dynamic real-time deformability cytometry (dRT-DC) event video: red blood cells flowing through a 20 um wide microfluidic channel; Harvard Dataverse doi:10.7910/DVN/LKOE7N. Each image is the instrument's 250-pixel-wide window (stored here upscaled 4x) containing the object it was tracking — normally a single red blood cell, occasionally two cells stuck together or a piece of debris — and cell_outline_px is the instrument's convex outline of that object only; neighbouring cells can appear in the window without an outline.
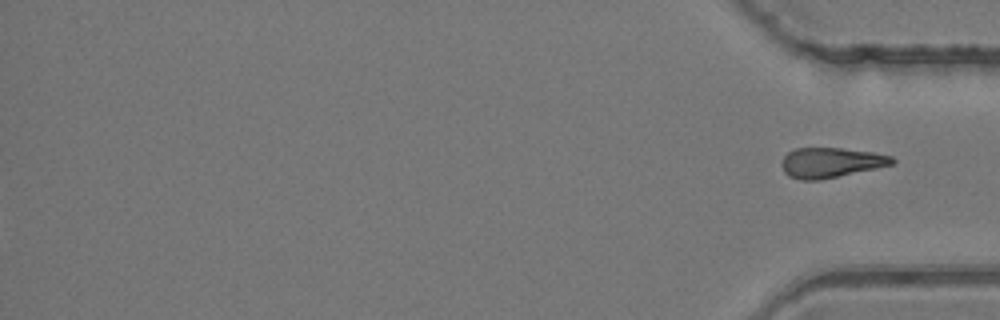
{"species": "common noctule bat (a hibernating species)", "species_latin": "Nyctalus noctula", "temperature_condition": "room temperature", "stored_images_in_passage": 45, "segment_of_instrument_passage": [2, 2], "camera_frame_rate_fps": 3000, "um_per_image_px": 0.085, "animal": {"sex": "female", "body_mass_g": 24.6, "forearm_length_mm": 56.2}, "frame": {"image": 1, "passage_image": 45, "time_ms": 14.667, "image_size_px": [1000, 320], "cell_outline_px": [[896, 164], [820, 180], [800, 180], [788, 176], [784, 172], [780, 164], [784, 156], [788, 152], [796, 148], [840, 148], [872, 152], [892, 156], [896, 160]], "centroid_in_image_um": [70.62, 13.82], "position_along_channel_um": 364.6, "area_um2": 19.48}}